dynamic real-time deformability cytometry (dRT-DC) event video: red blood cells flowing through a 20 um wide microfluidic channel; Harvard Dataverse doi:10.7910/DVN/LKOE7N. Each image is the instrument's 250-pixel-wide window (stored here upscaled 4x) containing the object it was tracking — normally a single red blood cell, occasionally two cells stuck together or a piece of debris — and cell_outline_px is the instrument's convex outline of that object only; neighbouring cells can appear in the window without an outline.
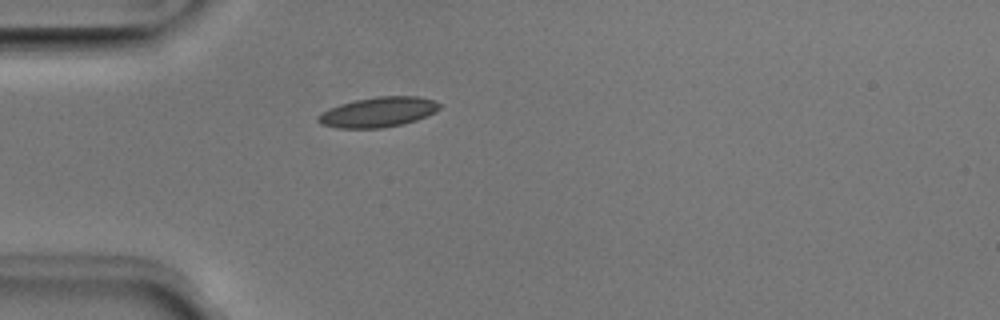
{"species": "Egyptian fruit bat (a non-hibernating species)", "species_latin": "Rousettus aegyptiacus", "temperature_condition": "room temperature", "stored_images_in_passage": 11, "camera_frame_rate_fps": 3000, "um_per_image_px": 0.085, "animal": {"sex": "male"}, "frame": {"image": 1, "passage_image": 1, "time_ms": 0.0, "image_size_px": [1000, 320], "cell_outline_px": [[436, 108], [420, 116], [396, 124], [328, 124], [320, 120], [320, 116], [336, 108], [348, 104], [364, 100], [428, 100], [436, 104]], "centroid_in_image_um": [32.14, 9.52], "position_along_channel_um": 52.9, "area_um2": 15.66}}
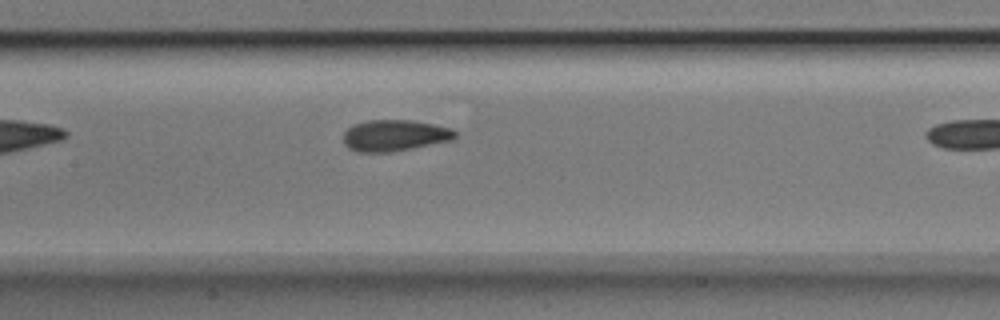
{"frame": {"image": 2, "passage_image": 7, "time_ms": 2.0, "image_size_px": [1000, 320], "cell_outline_px": [[452, 136], [436, 140], [396, 148], [356, 148], [348, 144], [348, 132], [352, 128], [364, 124], [420, 124], [440, 128], [452, 132]], "centroid_in_image_um": [33.47, 11.51], "position_along_channel_um": 173.9, "area_um2": 14.45}}
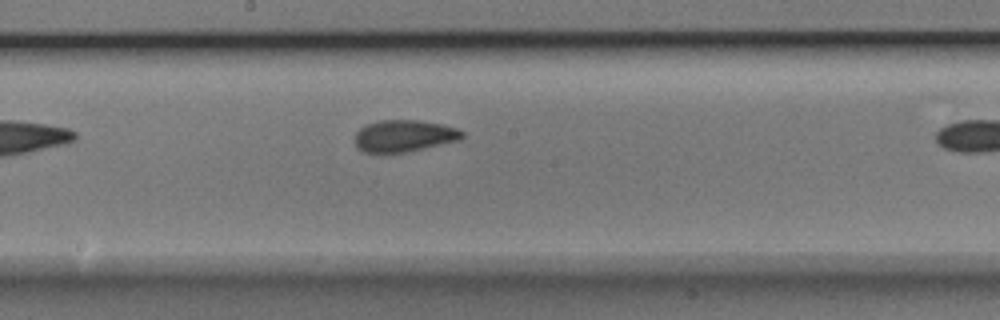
{"frame": {"image": 3, "passage_image": 10, "time_ms": 3.0, "image_size_px": [1000, 320], "cell_outline_px": [[460, 136], [408, 148], [384, 152], [364, 148], [360, 144], [360, 136], [368, 128], [384, 124], [424, 124], [444, 128], [460, 132]], "centroid_in_image_um": [34.28, 11.59], "position_along_channel_um": 213.9, "area_um2": 13.99}}